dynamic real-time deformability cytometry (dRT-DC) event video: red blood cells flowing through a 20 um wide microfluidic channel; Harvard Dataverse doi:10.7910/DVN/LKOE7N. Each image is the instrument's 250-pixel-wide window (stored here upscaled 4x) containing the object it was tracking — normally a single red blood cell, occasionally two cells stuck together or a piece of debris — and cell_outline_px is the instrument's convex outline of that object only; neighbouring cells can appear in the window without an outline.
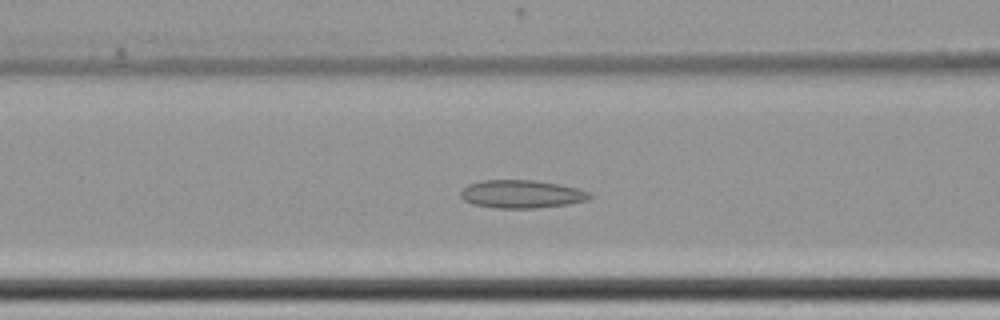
{"species": "common noctule bat (a hibernating species)", "species_latin": "Nyctalus noctula", "temperature_condition": "cold", "stored_images_in_passage": 65, "camera_frame_rate_fps": 3000, "um_per_image_px": 0.085, "animal": {"sex": "female", "body_mass_g": 22.7, "forearm_length_mm": 54.2}, "frame": {"image": 1, "passage_image": 31, "time_ms": 10.0, "image_size_px": [1000, 320], "cell_outline_px": [[592, 196], [588, 200], [568, 204], [536, 208], [496, 208], [472, 204], [464, 200], [460, 196], [460, 192], [468, 184], [480, 180], [532, 180], [556, 184], [576, 188], [588, 192]], "centroid_in_image_um": [44.29, 16.5], "position_along_channel_um": 122.3, "area_um2": 20.98}}
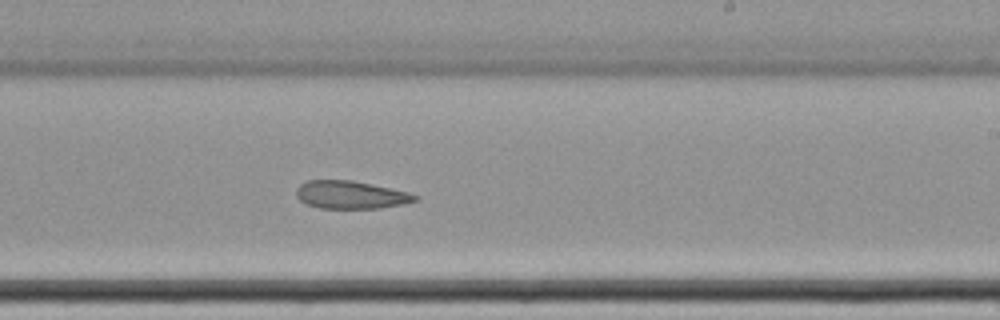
{"frame": {"image": 2, "passage_image": 43, "time_ms": 14.0, "image_size_px": [1000, 320], "cell_outline_px": [[420, 200], [404, 204], [380, 208], [320, 208], [308, 204], [300, 200], [296, 196], [296, 188], [300, 184], [308, 180], [352, 180], [372, 184], [408, 192], [420, 196]], "centroid_in_image_um": [29.84, 16.56], "position_along_channel_um": 259.2, "area_um2": 19.36}}
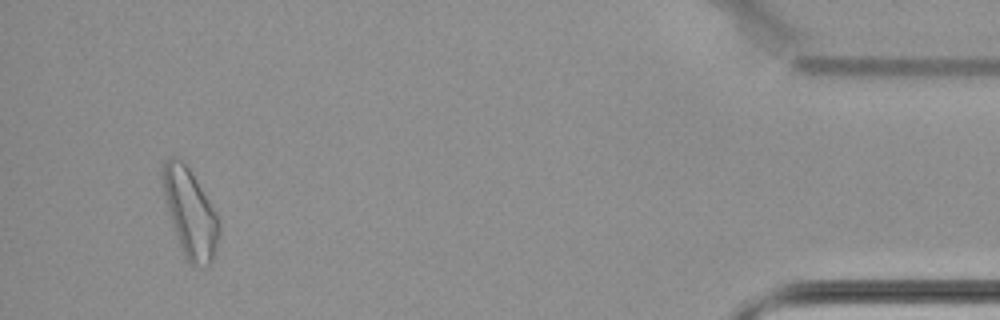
{"frame": {"image": 3, "passage_image": 63, "time_ms": 20.667, "image_size_px": [1000, 320], "cell_outline_px": [[220, 232], [216, 248], [212, 260], [208, 264], [192, 264], [180, 252], [168, 212], [160, 180], [160, 172], [164, 160], [168, 156], [180, 156], [196, 180], [216, 212], [220, 220]], "centroid_in_image_um": [16.11, 18.04], "position_along_channel_um": 419.1, "area_um2": 29.3}, "authors_computed_cell_mechanics": {"area_um2": 23.8136, "velocity_mm_per_s": 3.4248, "shape_relaxation_time_tau1_ms": null, "shape_relaxation_time_tau2_ms": 11.3504, "deformation_change_tau1": null, "deformation_change_tau2": 0.1422}}